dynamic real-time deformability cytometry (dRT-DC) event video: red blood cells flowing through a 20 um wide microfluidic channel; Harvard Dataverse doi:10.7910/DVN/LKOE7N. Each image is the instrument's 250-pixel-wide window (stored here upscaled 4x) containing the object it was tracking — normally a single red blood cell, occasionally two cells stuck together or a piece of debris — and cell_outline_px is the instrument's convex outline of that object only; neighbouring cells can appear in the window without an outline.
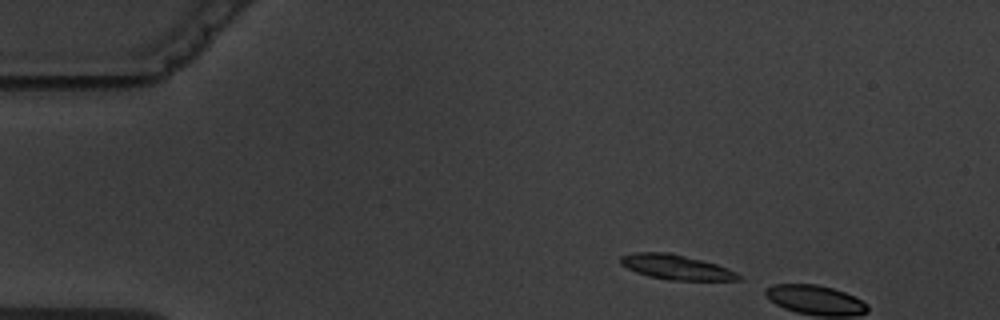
{"species": "common noctule bat (a hibernating species)", "species_latin": "Nyctalus noctula", "temperature_condition": "warm", "stored_images_in_passage": 2, "camera_frame_rate_fps": 3000, "um_per_image_px": 0.085, "animal": {"sex": "male", "body_mass_g": 19.5, "forearm_length_mm": 54.6}, "frame": {"image": 1, "passage_image": 1, "time_ms": 0.0, "image_size_px": [1000, 320], "cell_outline_px": [[740, 280], [668, 280], [648, 276], [636, 272], [620, 264], [620, 256], [636, 252], [668, 252], [716, 264], [728, 268], [736, 272], [740, 276]], "centroid_in_image_um": [57.44, 22.71], "position_along_channel_um": 27.6, "area_um2": 16.88}}